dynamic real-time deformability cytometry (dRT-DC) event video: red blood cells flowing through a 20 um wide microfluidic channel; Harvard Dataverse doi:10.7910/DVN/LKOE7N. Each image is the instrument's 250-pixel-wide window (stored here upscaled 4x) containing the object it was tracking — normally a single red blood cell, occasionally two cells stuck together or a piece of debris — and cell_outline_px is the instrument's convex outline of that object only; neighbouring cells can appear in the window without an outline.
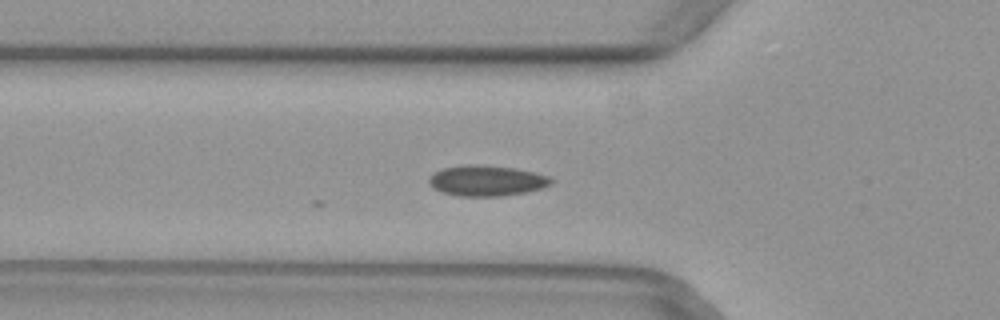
{"species": "common noctule bat (a hibernating species)", "species_latin": "Nyctalus noctula", "temperature_condition": "warm", "stored_images_in_passage": 6, "camera_frame_rate_fps": 3000, "um_per_image_px": 0.085, "animal": {"sex": "female", "body_mass_g": 29.2, "forearm_length_mm": 56.3}, "frame": {"image": 1, "passage_image": 6, "time_ms": 1.667, "image_size_px": [1000, 320], "cell_outline_px": [[552, 184], [528, 192], [504, 196], [456, 196], [432, 188], [428, 184], [428, 176], [444, 168], [468, 164], [516, 168], [536, 172], [548, 176], [552, 180]], "centroid_in_image_um": [41.36, 15.36], "position_along_channel_um": 84.4, "area_um2": 21.85}}